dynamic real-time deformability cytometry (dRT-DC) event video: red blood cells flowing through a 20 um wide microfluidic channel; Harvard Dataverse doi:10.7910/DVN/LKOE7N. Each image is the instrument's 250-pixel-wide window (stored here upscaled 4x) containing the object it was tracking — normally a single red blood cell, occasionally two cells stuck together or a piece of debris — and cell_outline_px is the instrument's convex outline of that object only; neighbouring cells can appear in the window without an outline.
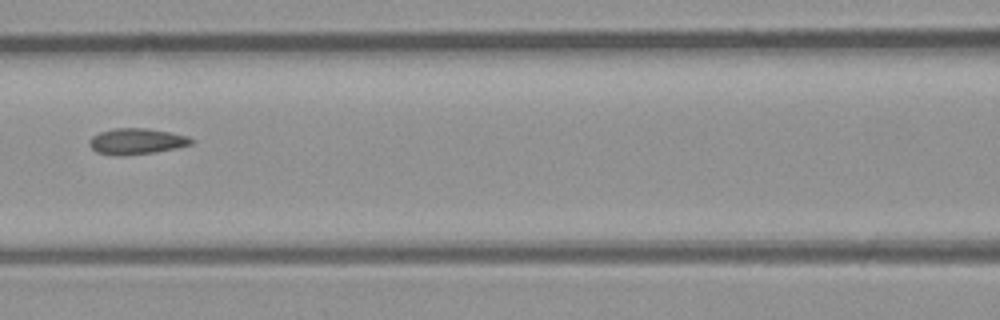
{"species": "common noctule bat (a hibernating species)", "species_latin": "Nyctalus noctula", "temperature_condition": "room temperature", "stored_images_in_passage": 4, "camera_frame_rate_fps": 3000, "um_per_image_px": 0.085, "animal": {"sex": "male", "body_mass_g": 23.1, "forearm_length_mm": 52.7}, "frame": {"image": 1, "passage_image": 4, "time_ms": 4.333, "image_size_px": [1000, 320], "cell_outline_px": [[196, 140], [192, 144], [176, 148], [156, 152], [120, 156], [112, 156], [96, 152], [88, 144], [92, 136], [100, 132], [112, 128], [148, 128], [188, 136]], "centroid_in_image_um": [11.6, 12.02], "position_along_channel_um": 155.0, "area_um2": 15.61}}